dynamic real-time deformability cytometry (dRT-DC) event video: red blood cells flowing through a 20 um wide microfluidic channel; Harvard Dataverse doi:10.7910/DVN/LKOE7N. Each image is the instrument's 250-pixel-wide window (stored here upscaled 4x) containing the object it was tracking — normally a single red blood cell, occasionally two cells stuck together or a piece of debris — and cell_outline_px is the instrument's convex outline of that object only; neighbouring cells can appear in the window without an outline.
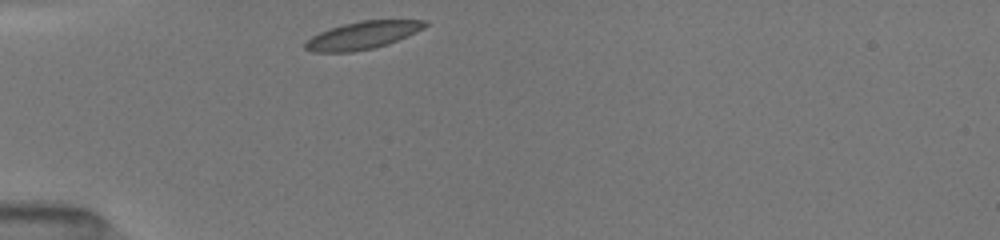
{"species": "common noctule bat (a hibernating species)", "species_latin": "Nyctalus noctula", "temperature_condition": "room temperature", "stored_images_in_passage": 20, "camera_frame_rate_fps": 3000, "um_per_image_px": 0.085, "animal": {"sex": "female", "body_mass_g": 19.5, "forearm_length_mm": 54.1}, "frame": {"image": 1, "passage_image": 1, "time_ms": 0.0, "image_size_px": [1000, 240], "cell_outline_px": [[428, 24], [424, 28], [388, 44], [372, 48], [352, 52], [312, 52], [304, 48], [304, 44], [312, 36], [320, 32], [344, 24], [360, 20], [428, 20]], "centroid_in_image_um": [30.82, 3.0], "position_along_channel_um": 54.2, "area_um2": 19.07}}
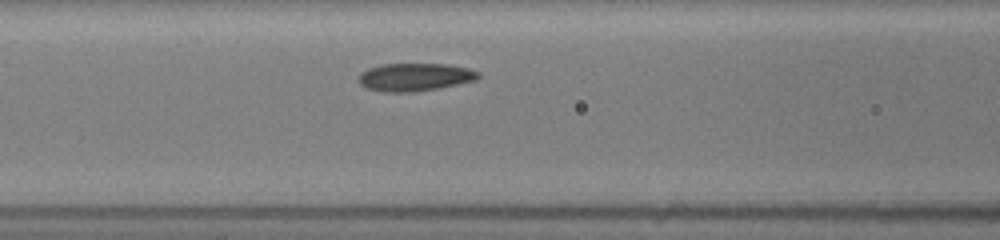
{"frame": {"image": 2, "passage_image": 7, "time_ms": 2.333, "image_size_px": [1000, 240], "cell_outline_px": [[480, 76], [476, 80], [436, 88], [412, 92], [384, 92], [368, 88], [360, 84], [360, 72], [368, 68], [384, 64], [444, 64], [468, 68], [480, 72]], "centroid_in_image_um": [35.26, 6.54], "position_along_channel_um": 131.3, "area_um2": 19.19}}
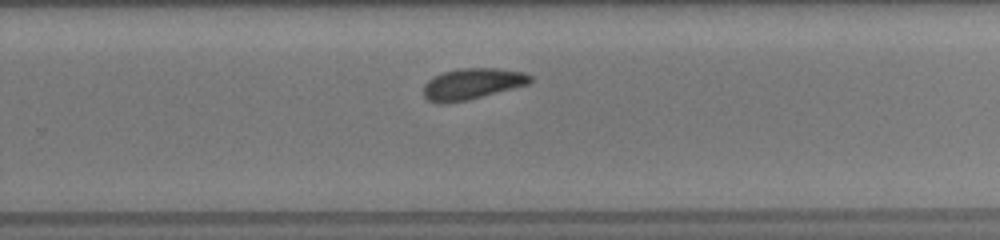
{"frame": {"image": 3, "passage_image": 19, "time_ms": 6.333, "image_size_px": [1000, 240], "cell_outline_px": [[532, 80], [528, 84], [464, 100], [440, 104], [428, 100], [424, 96], [424, 84], [428, 80], [444, 72], [460, 68], [496, 68], [524, 72], [532, 76]], "centroid_in_image_um": [40.12, 7.11], "position_along_channel_um": 289.7, "area_um2": 18.9}}